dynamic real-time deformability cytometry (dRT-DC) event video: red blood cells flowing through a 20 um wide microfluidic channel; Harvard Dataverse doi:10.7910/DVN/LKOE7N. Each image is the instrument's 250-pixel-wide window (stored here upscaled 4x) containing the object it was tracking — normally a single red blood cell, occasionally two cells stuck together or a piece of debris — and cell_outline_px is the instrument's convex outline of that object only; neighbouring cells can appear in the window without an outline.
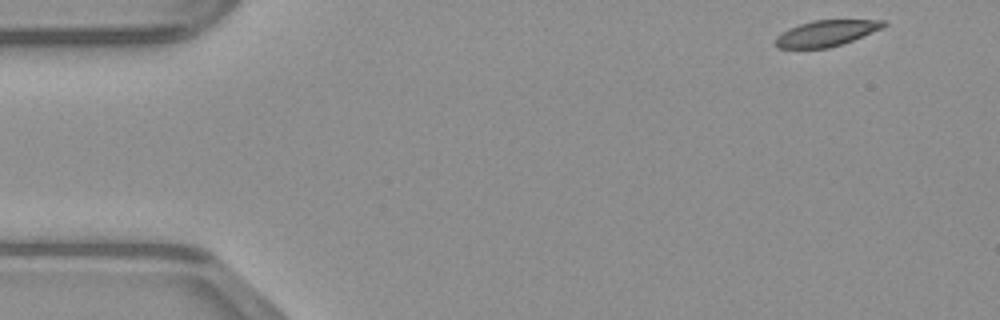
{"species": "common noctule bat (a hibernating species)", "species_latin": "Nyctalus noctula", "temperature_condition": "warm", "stored_images_in_passage": 46, "camera_frame_rate_fps": 3000, "um_per_image_px": 0.085, "animal": {"sex": "male", "body_mass_g": 23.1, "forearm_length_mm": 52.7}, "frame": {"image": 1, "passage_image": 1, "time_ms": 0.0, "image_size_px": [1000, 320], "cell_outline_px": [[888, 24], [884, 28], [852, 40], [828, 48], [776, 48], [772, 44], [776, 36], [780, 32], [788, 28], [812, 20], [884, 20]], "centroid_in_image_um": [70.18, 2.82], "position_along_channel_um": 14.8, "area_um2": 16.53}}
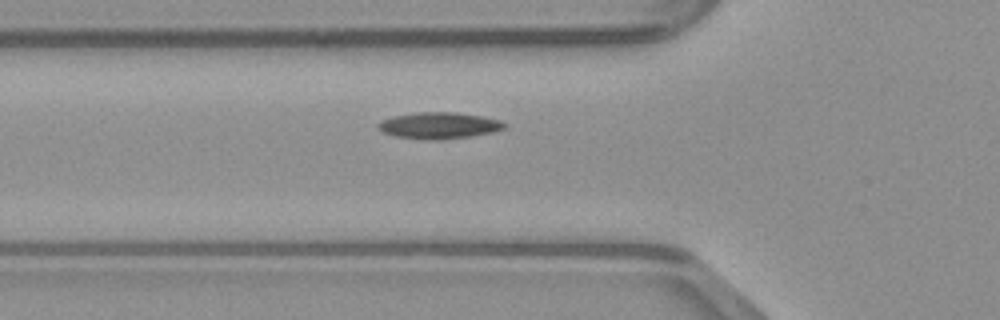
{"frame": {"image": 2, "passage_image": 14, "time_ms": 4.333, "image_size_px": [1000, 320], "cell_outline_px": [[508, 124], [504, 128], [492, 132], [468, 136], [436, 140], [424, 140], [396, 136], [384, 132], [376, 128], [376, 124], [380, 120], [396, 116], [416, 112], [456, 112], [484, 116], [500, 120]], "centroid_in_image_um": [37.3, 10.66], "position_along_channel_um": 88.5, "area_um2": 19.48}}
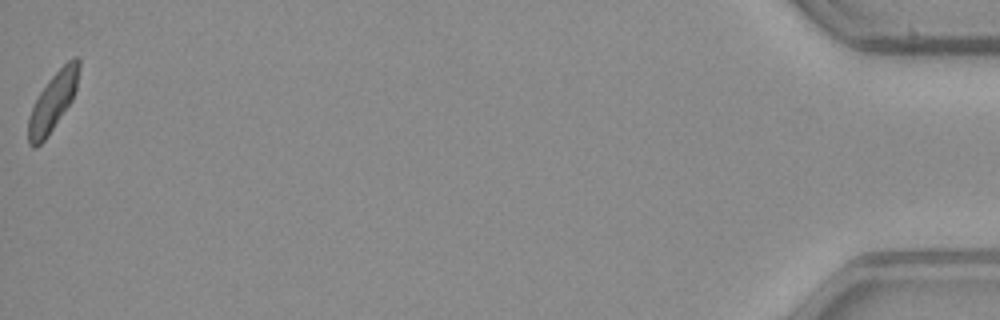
{"frame": {"image": 3, "passage_image": 46, "time_ms": 15.0, "image_size_px": [1000, 320], "cell_outline_px": [[80, 68], [76, 88], [72, 100], [44, 140], [36, 148], [32, 148], [28, 144], [28, 116], [40, 92], [48, 80], [72, 56], [80, 56]], "centroid_in_image_um": [4.5, 8.62], "position_along_channel_um": 430.7, "area_um2": 17.05}}